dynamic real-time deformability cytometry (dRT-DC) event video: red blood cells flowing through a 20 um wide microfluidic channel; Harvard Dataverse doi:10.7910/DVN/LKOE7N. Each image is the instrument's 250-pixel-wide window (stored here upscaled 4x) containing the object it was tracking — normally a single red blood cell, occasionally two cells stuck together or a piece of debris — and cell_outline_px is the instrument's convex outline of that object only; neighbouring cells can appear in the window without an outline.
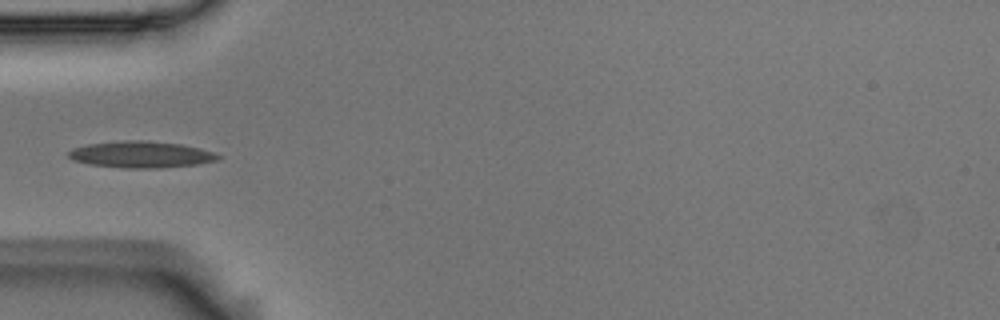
{"species": "Egyptian fruit bat (a non-hibernating species)", "species_latin": "Rousettus aegyptiacus", "temperature_condition": "room temperature", "stored_images_in_passage": 8, "camera_frame_rate_fps": 3000, "um_per_image_px": 0.085, "animal": {"sex": "male"}, "frame": {"image": 1, "passage_image": 5, "time_ms": 1.333, "image_size_px": [1000, 320], "cell_outline_px": [[224, 156], [216, 160], [196, 164], [156, 168], [124, 168], [88, 164], [72, 160], [68, 156], [68, 152], [72, 148], [88, 144], [120, 140], [148, 140], [184, 144], [200, 148]], "centroid_in_image_um": [11.97, 13.12], "position_along_channel_um": 73.0, "area_um2": 23.29}}
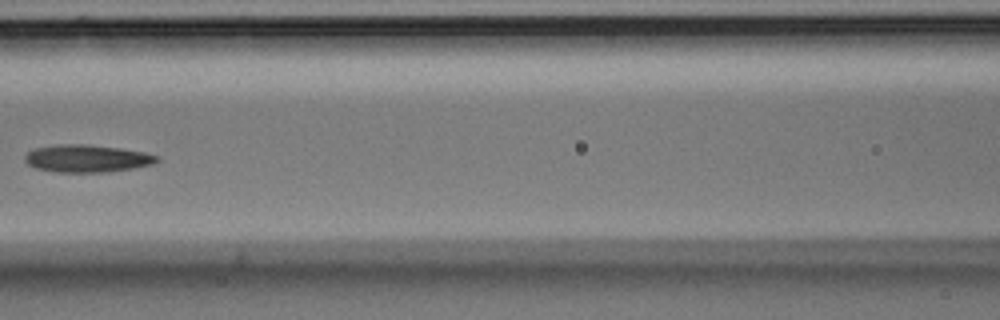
{"frame": {"image": 2, "passage_image": 7, "time_ms": 2.0, "image_size_px": [1000, 320], "cell_outline_px": [[160, 160], [152, 164], [132, 168], [108, 172], [56, 172], [36, 168], [28, 164], [24, 160], [24, 156], [32, 148], [56, 144], [88, 144], [120, 148], [144, 152], [160, 156]], "centroid_in_image_um": [7.38, 13.46], "position_along_channel_um": 159.2, "area_um2": 21.33}}
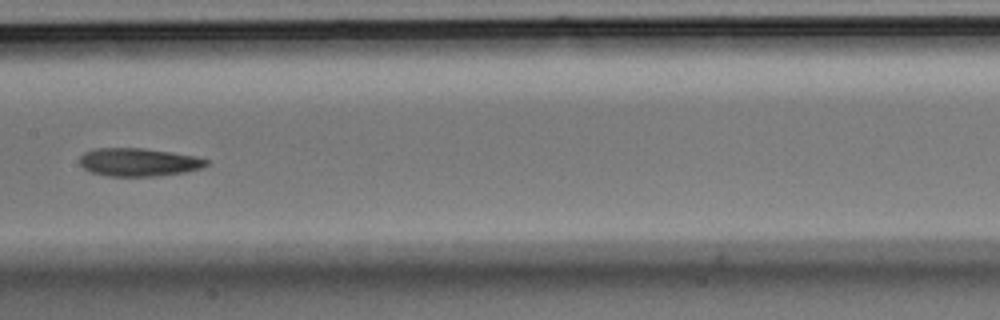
{"frame": {"image": 3, "passage_image": 8, "time_ms": 2.333, "image_size_px": [1000, 320], "cell_outline_px": [[208, 164], [200, 168], [184, 172], [160, 176], [108, 176], [92, 172], [84, 168], [80, 164], [80, 156], [84, 152], [96, 148], [144, 148], [196, 156], [208, 160]], "centroid_in_image_um": [11.77, 13.78], "position_along_channel_um": 195.6, "area_um2": 20.69}}